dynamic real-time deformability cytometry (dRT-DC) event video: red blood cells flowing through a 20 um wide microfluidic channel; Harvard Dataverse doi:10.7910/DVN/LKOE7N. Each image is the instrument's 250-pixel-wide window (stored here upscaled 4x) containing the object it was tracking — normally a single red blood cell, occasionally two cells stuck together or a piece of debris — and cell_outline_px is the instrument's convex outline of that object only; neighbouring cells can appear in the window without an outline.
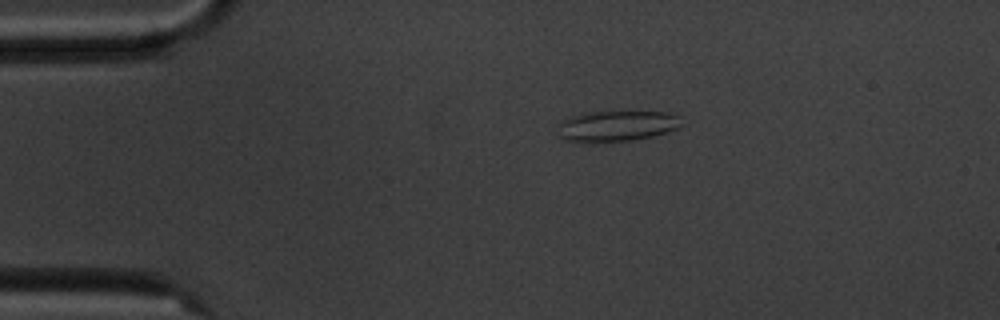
{"species": "common noctule bat (a hibernating species)", "species_latin": "Nyctalus noctula", "temperature_condition": "cold", "stored_images_in_passage": 5, "camera_frame_rate_fps": 3000, "um_per_image_px": 0.085, "animal": {"sex": "male", "body_mass_g": 20.1, "forearm_length_mm": 53.5}, "frame": {"image": 1, "passage_image": 1, "time_ms": 0.0, "image_size_px": [1000, 320], "cell_outline_px": [[680, 124], [676, 128], [668, 132], [652, 136], [632, 140], [580, 144], [564, 140], [556, 136], [556, 124], [560, 120], [568, 116], [580, 112], [668, 112], [680, 116]], "centroid_in_image_um": [52.24, 10.73], "position_along_channel_um": 32.8, "area_um2": 23.0}}
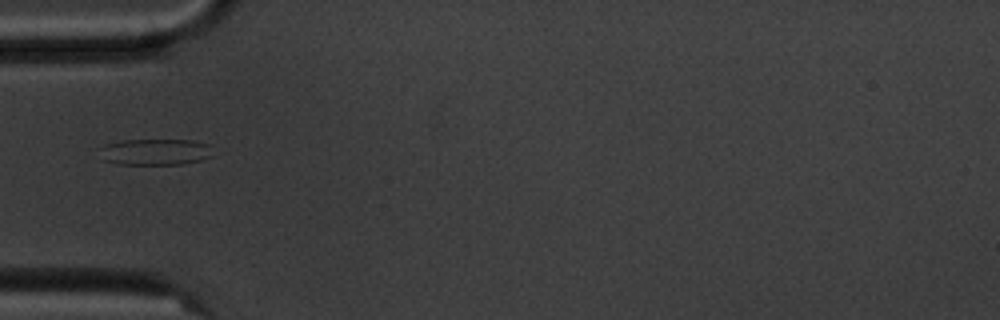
{"frame": {"image": 2, "passage_image": 3, "time_ms": 2.333, "image_size_px": [1000, 320], "cell_outline_px": [[212, 156], [200, 160], [184, 164], [120, 164], [104, 160], [100, 148], [104, 144], [124, 140], [192, 140], [208, 144]], "centroid_in_image_um": [13.2, 12.91], "position_along_channel_um": 71.8, "area_um2": 17.17}}
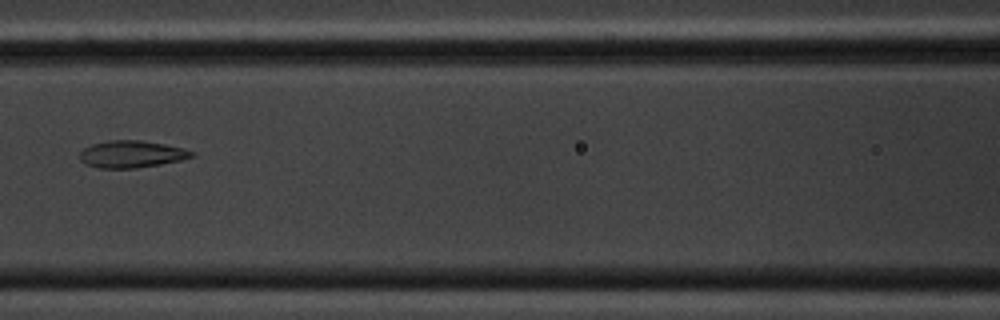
{"frame": {"image": 3, "passage_image": 5, "time_ms": 4.667, "image_size_px": [1000, 320], "cell_outline_px": [[196, 156], [180, 160], [160, 164], [136, 168], [100, 168], [84, 164], [80, 160], [80, 152], [84, 148], [92, 144], [108, 140], [140, 140], [164, 144], [184, 148], [196, 152]], "centroid_in_image_um": [11.19, 13.1], "position_along_channel_um": 155.4, "area_um2": 17.74}}